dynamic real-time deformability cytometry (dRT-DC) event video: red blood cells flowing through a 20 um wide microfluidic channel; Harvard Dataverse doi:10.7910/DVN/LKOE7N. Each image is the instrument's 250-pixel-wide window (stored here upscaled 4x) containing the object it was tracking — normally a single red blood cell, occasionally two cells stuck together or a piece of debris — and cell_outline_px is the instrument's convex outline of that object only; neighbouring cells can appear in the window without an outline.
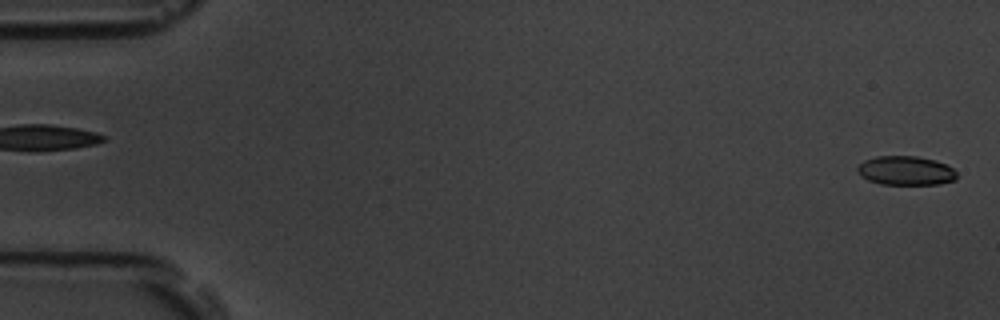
{"species": "common noctule bat (a hibernating species)", "species_latin": "Nyctalus noctula", "temperature_condition": "room temperature", "stored_images_in_passage": 58, "camera_frame_rate_fps": 3000, "um_per_image_px": 0.085, "animal": {"sex": "male", "body_mass_g": 19.5, "forearm_length_mm": 54.6}, "frame": {"image": 1, "passage_image": 2, "time_ms": 0.333, "image_size_px": [1000, 320], "cell_outline_px": [[956, 180], [940, 184], [880, 184], [868, 180], [860, 176], [856, 172], [856, 168], [864, 160], [876, 156], [916, 156], [936, 160], [952, 168], [956, 172]], "centroid_in_image_um": [76.96, 14.5], "position_along_channel_um": 8.0, "area_um2": 16.94}}
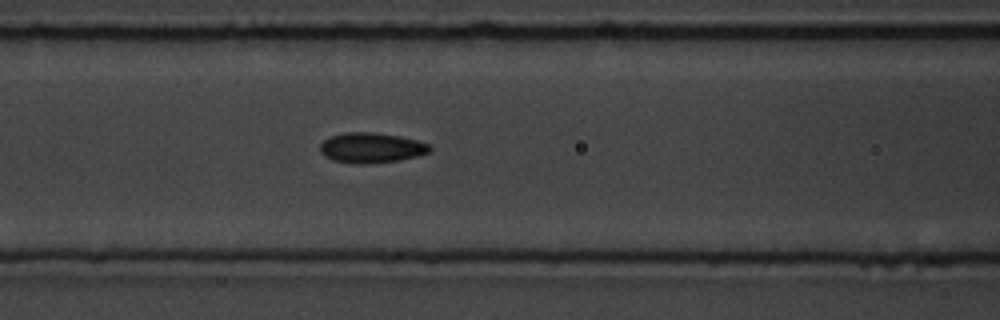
{"frame": {"image": 2, "passage_image": 25, "time_ms": 8.0, "image_size_px": [1000, 320], "cell_outline_px": [[432, 148], [428, 152], [416, 156], [400, 160], [364, 164], [356, 164], [332, 160], [324, 156], [320, 152], [320, 144], [328, 136], [344, 132], [372, 132], [396, 136], [416, 140], [428, 144]], "centroid_in_image_um": [31.5, 12.56], "position_along_channel_um": 135.1, "area_um2": 19.25}}
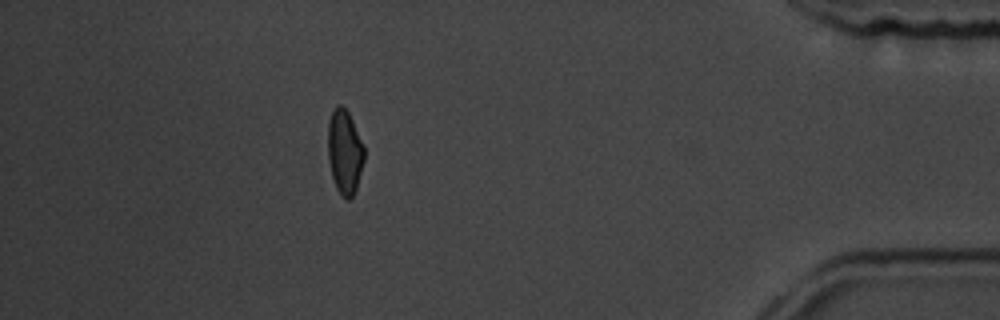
{"frame": {"image": 3, "passage_image": 52, "time_ms": 17.0, "image_size_px": [1000, 320], "cell_outline_px": [[364, 160], [356, 188], [352, 196], [348, 200], [340, 196], [336, 188], [332, 176], [328, 160], [328, 120], [336, 104], [340, 104], [348, 112], [364, 144]], "centroid_in_image_um": [29.29, 12.9], "position_along_channel_um": 405.9, "area_um2": 17.92}, "authors_computed_cell_mechanics": {"area_um2": 18.3226, "velocity_mm_per_s": 3.5579, "shape_relaxation_time_tau1_ms": 4.9527, "shape_relaxation_time_tau2_ms": 2.1931, "deformation_change_tau1": 0.12, "deformation_change_tau2": 0.0762}}